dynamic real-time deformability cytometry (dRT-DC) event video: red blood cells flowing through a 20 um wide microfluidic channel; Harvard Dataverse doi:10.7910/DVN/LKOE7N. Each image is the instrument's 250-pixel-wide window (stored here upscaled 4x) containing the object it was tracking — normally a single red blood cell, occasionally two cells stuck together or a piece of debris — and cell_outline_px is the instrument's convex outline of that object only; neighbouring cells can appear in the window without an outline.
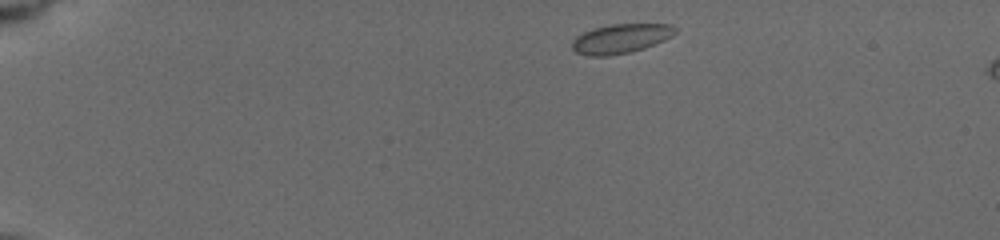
{"species": "common noctule bat (a hibernating species)", "species_latin": "Nyctalus noctula", "temperature_condition": "cold", "stored_images_in_passage": 9, "camera_frame_rate_fps": 3000, "um_per_image_px": 0.085, "animal": {"sex": "female", "body_mass_g": 19.5, "forearm_length_mm": 54.1}, "frame": {"image": 1, "passage_image": 1, "time_ms": 0.0, "image_size_px": [1000, 240], "cell_outline_px": [[676, 32], [672, 36], [664, 40], [644, 48], [628, 52], [608, 56], [588, 56], [576, 52], [572, 48], [572, 44], [576, 36], [584, 32], [596, 28], [612, 24], [672, 24], [676, 28]], "centroid_in_image_um": [52.78, 3.28], "position_along_channel_um": 32.2, "area_um2": 17.46}}
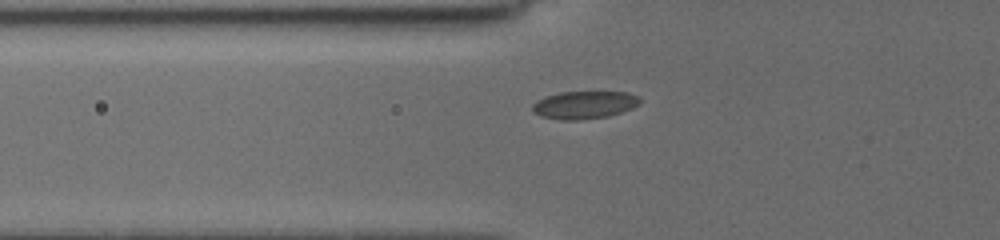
{"frame": {"image": 2, "passage_image": 6, "time_ms": 3.333, "image_size_px": [1000, 240], "cell_outline_px": [[640, 104], [632, 108], [608, 116], [576, 120], [560, 120], [540, 116], [532, 112], [532, 104], [536, 100], [544, 96], [560, 92], [628, 92], [636, 96], [640, 100]], "centroid_in_image_um": [49.61, 8.91], "position_along_channel_um": 76.2, "area_um2": 17.4}}
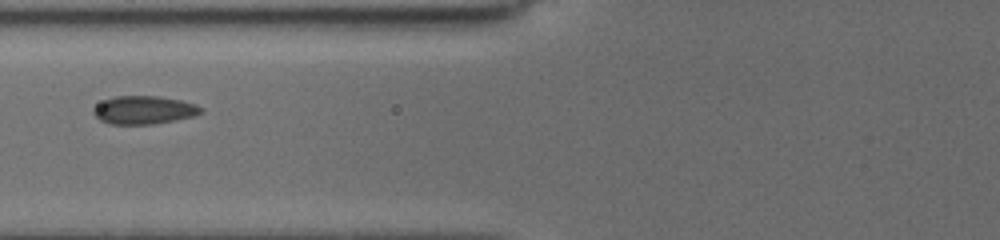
{"frame": {"image": 3, "passage_image": 8, "time_ms": 4.333, "image_size_px": [1000, 240], "cell_outline_px": [[200, 112], [192, 116], [152, 124], [112, 124], [100, 120], [92, 112], [104, 100], [116, 96], [160, 96], [180, 100], [192, 104], [200, 108]], "centroid_in_image_um": [12.19, 9.35], "position_along_channel_um": 113.6, "area_um2": 17.05}}